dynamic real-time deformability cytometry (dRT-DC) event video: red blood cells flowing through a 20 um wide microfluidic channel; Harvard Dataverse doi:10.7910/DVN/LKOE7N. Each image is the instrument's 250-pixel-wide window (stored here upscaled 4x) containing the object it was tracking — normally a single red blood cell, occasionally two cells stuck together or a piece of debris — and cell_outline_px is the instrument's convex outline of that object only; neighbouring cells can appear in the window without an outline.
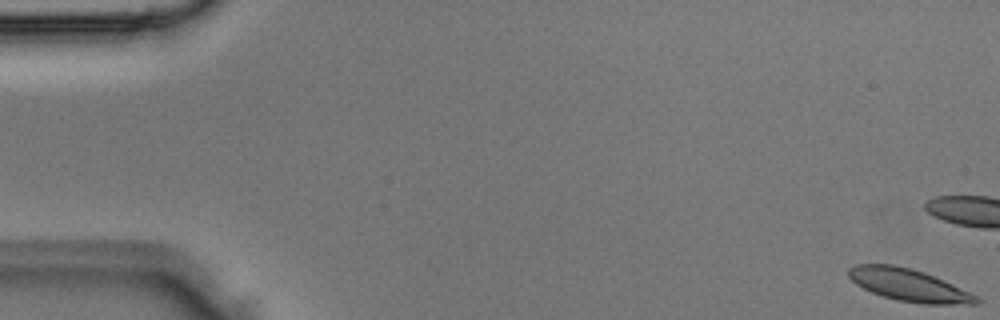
{"species": "Egyptian fruit bat (a non-hibernating species)", "species_latin": "Rousettus aegyptiacus", "temperature_condition": "room temperature", "stored_images_in_passage": 4, "camera_frame_rate_fps": 3000, "um_per_image_px": 0.085, "animal": {"sex": "male"}, "frame": {"image": 1, "passage_image": 1, "time_ms": 0.0, "image_size_px": [1000, 320], "cell_outline_px": [[980, 304], [924, 304], [896, 300], [872, 292], [856, 284], [848, 276], [848, 268], [856, 264], [892, 264], [924, 272], [952, 284], [976, 296], [980, 300]], "centroid_in_image_um": [77.22, 24.23], "position_along_channel_um": 7.8, "area_um2": 23.76}}